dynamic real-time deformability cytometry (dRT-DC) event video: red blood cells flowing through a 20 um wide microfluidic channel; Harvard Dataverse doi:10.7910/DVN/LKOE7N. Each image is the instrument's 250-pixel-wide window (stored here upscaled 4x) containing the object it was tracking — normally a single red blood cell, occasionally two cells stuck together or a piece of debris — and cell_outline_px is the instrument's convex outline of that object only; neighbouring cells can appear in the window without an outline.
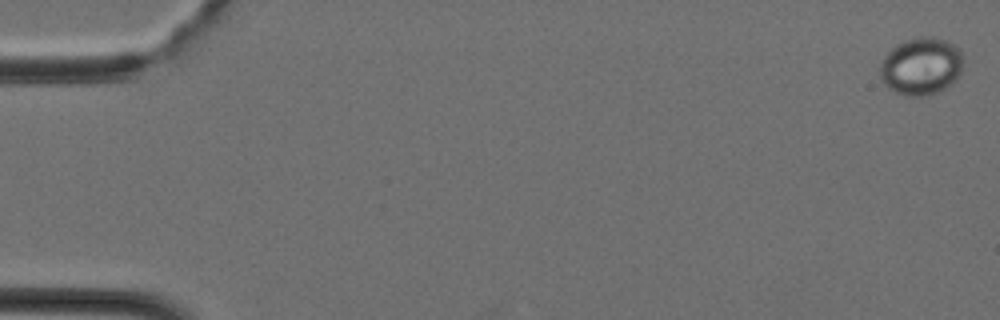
{"species": "Egyptian fruit bat (a non-hibernating species)", "species_latin": "Rousettus aegyptiacus", "temperature_condition": "cold", "stored_images_in_passage": 40, "camera_frame_rate_fps": 3000, "um_per_image_px": 0.085, "animal": {"sex": "female"}, "frame": {"image": 1, "passage_image": 1, "time_ms": 0.0, "image_size_px": [1000, 320], "cell_outline_px": [[964, 64], [960, 76], [952, 84], [940, 92], [928, 96], [904, 96], [892, 92], [880, 80], [880, 60], [896, 44], [904, 40], [920, 36], [932, 36], [948, 40], [960, 52], [964, 60]], "centroid_in_image_um": [78.29, 5.65], "position_along_channel_um": 6.7, "area_um2": 28.73}}
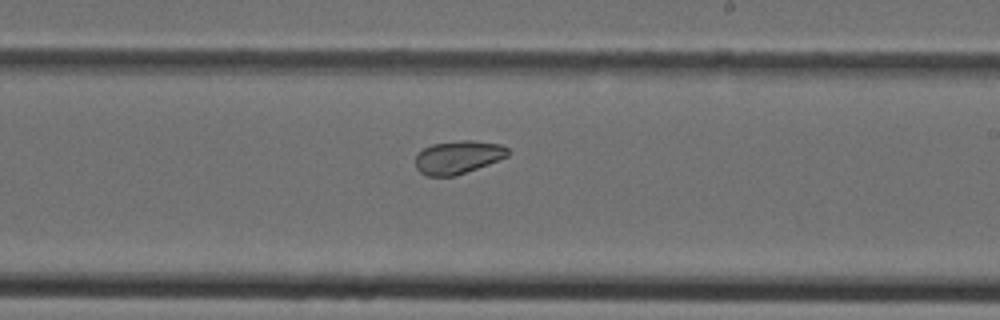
{"frame": {"image": 2, "passage_image": 24, "time_ms": 7.667, "image_size_px": [1000, 320], "cell_outline_px": [[508, 156], [488, 164], [456, 176], [428, 176], [420, 172], [416, 168], [416, 152], [432, 144], [460, 140], [472, 140], [500, 144], [508, 148]], "centroid_in_image_um": [38.91, 13.36], "position_along_channel_um": 250.1, "area_um2": 17.86}}
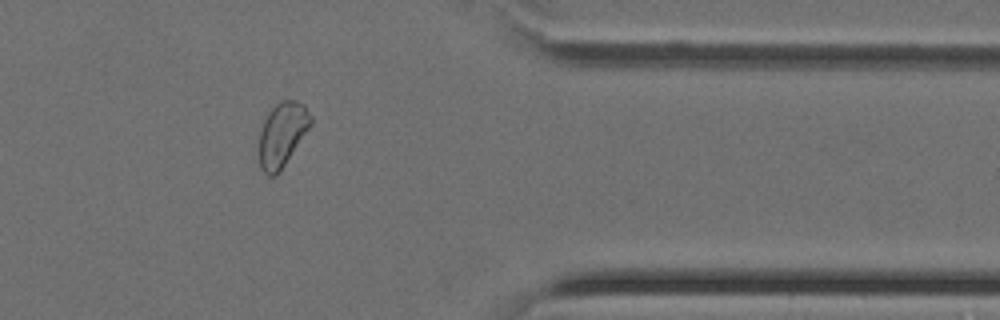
{"frame": {"image": 3, "passage_image": 33, "time_ms": 10.667, "image_size_px": [1000, 320], "cell_outline_px": [[312, 124], [280, 172], [276, 176], [268, 176], [260, 168], [260, 132], [264, 120], [268, 112], [280, 100], [296, 100], [304, 104], [312, 116]], "centroid_in_image_um": [24.01, 11.42], "position_along_channel_um": 387.4, "area_um2": 19.36}}